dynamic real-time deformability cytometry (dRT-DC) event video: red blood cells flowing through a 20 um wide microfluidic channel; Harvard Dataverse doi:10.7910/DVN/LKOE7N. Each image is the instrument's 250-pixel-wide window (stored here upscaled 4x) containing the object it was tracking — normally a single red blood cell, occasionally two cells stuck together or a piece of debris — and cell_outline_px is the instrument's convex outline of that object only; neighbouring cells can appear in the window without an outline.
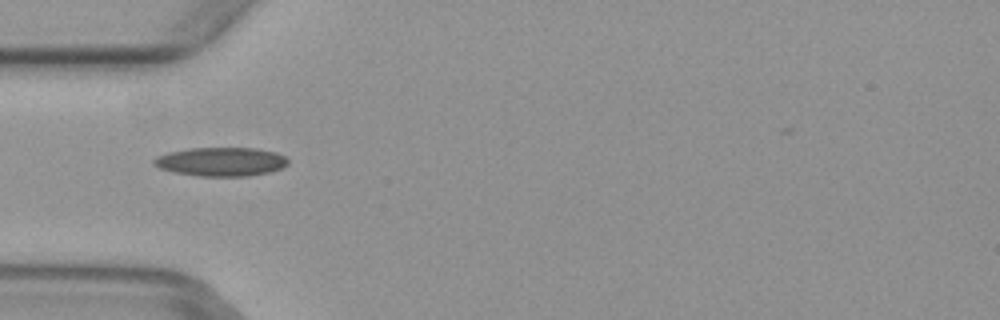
{"species": "common noctule bat (a hibernating species)", "species_latin": "Nyctalus noctula", "temperature_condition": "warm", "stored_images_in_passage": 3, "camera_frame_rate_fps": 3000, "um_per_image_px": 0.085, "animal": {"sex": "female", "body_mass_g": 29.2, "forearm_length_mm": 56.3}, "frame": {"image": 1, "passage_image": 2, "time_ms": 0.333, "image_size_px": [1000, 320], "cell_outline_px": [[288, 164], [272, 172], [248, 176], [196, 176], [172, 172], [160, 168], [152, 164], [152, 160], [156, 156], [168, 152], [188, 148], [256, 148], [276, 152], [284, 156], [288, 160]], "centroid_in_image_um": [18.76, 13.75], "position_along_channel_um": 66.2, "area_um2": 22.77}}
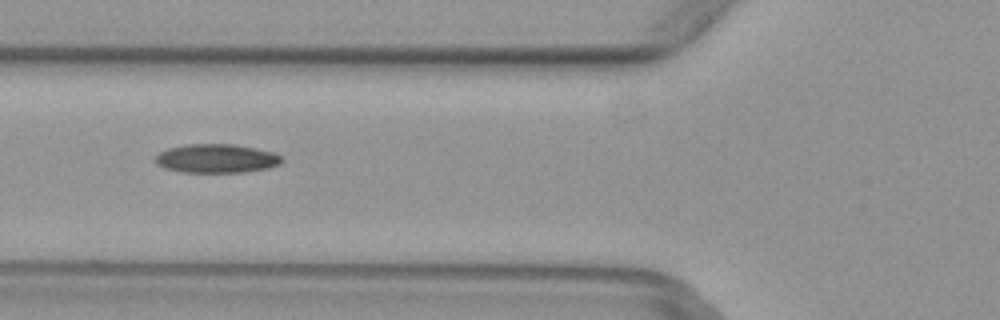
{"frame": {"image": 2, "passage_image": 3, "time_ms": 0.667, "image_size_px": [1000, 320], "cell_outline_px": [[284, 160], [280, 164], [268, 168], [244, 172], [180, 172], [164, 168], [156, 164], [156, 156], [160, 152], [168, 148], [188, 144], [236, 144], [256, 148], [272, 152], [280, 156]], "centroid_in_image_um": [18.4, 13.47], "position_along_channel_um": 107.4, "area_um2": 21.27}}